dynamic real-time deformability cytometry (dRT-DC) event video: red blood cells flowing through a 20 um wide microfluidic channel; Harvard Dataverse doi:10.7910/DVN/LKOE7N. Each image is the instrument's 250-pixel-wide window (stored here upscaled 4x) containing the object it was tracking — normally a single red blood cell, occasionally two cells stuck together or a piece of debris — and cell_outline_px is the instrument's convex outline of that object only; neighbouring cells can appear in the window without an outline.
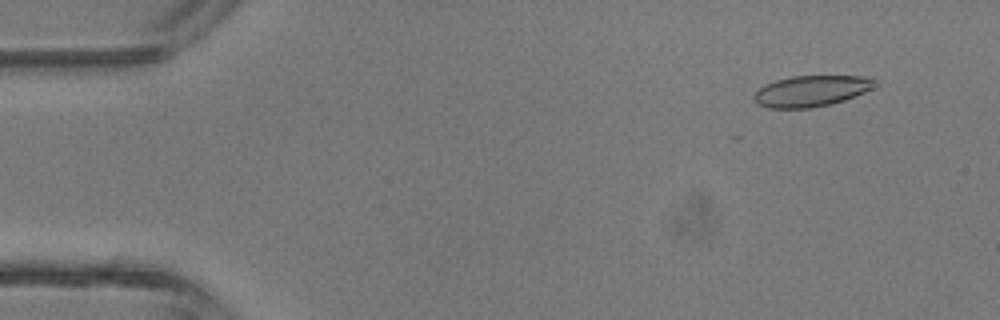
{"species": "common noctule bat (a hibernating species)", "species_latin": "Nyctalus noctula", "temperature_condition": "room temperature", "stored_images_in_passage": 4, "camera_frame_rate_fps": 3000, "um_per_image_px": 0.085, "animal": {"sex": "male", "body_mass_g": 13.3}, "frame": {"image": 1, "passage_image": 1, "time_ms": 0.0, "image_size_px": [1000, 320], "cell_outline_px": [[872, 88], [864, 92], [844, 100], [828, 104], [808, 108], [768, 108], [756, 104], [752, 100], [752, 96], [764, 84], [776, 80], [792, 76], [864, 76], [872, 80]], "centroid_in_image_um": [68.84, 7.74], "position_along_channel_um": 16.2, "area_um2": 21.56}}
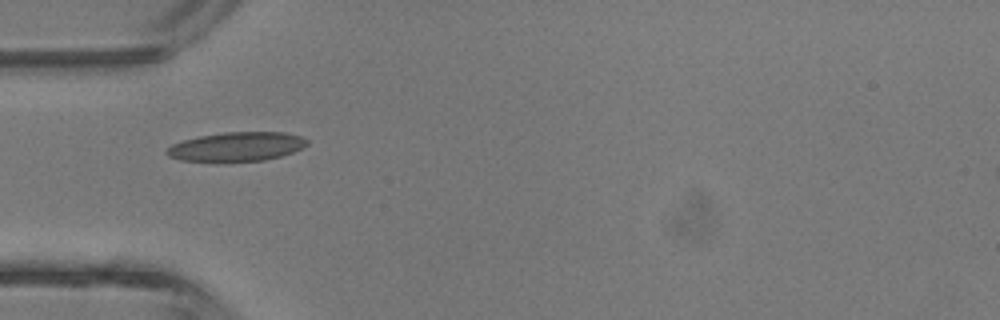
{"frame": {"image": 2, "passage_image": 4, "time_ms": 3.333, "image_size_px": [1000, 320], "cell_outline_px": [[308, 144], [292, 152], [280, 156], [264, 160], [180, 160], [168, 156], [164, 152], [172, 144], [184, 140], [200, 136], [224, 132], [284, 132], [300, 136], [308, 140]], "centroid_in_image_um": [20.12, 12.44], "position_along_channel_um": 64.9, "area_um2": 23.24}}